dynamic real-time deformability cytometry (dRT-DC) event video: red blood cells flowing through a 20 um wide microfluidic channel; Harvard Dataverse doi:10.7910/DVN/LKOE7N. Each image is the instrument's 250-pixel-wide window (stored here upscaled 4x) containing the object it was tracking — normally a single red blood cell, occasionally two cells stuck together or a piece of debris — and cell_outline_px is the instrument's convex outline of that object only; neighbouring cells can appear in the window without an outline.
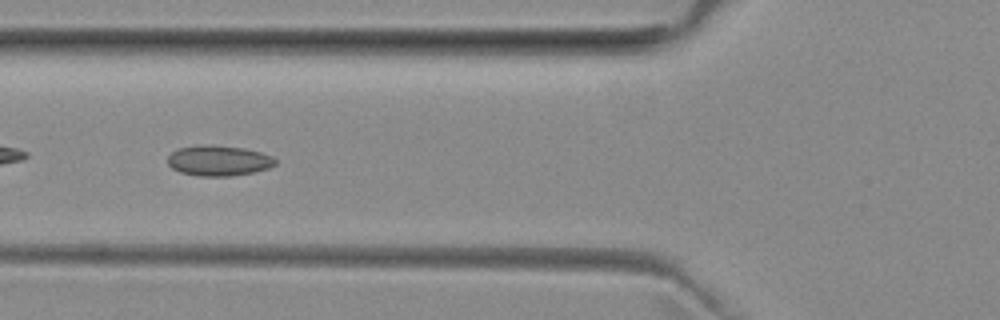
{"species": "common noctule bat (a hibernating species)", "species_latin": "Nyctalus noctula", "temperature_condition": "room temperature", "stored_images_in_passage": 36, "camera_frame_rate_fps": 3000, "um_per_image_px": 0.085, "animal": {"sex": "female", "body_mass_g": 29.2, "forearm_length_mm": 56.3}, "frame": {"image": 1, "passage_image": 5, "time_ms": 1.333, "image_size_px": [1000, 320], "cell_outline_px": [[276, 164], [268, 168], [252, 172], [232, 176], [200, 176], [180, 172], [172, 168], [168, 164], [168, 156], [176, 148], [244, 148], [260, 152], [272, 156], [276, 160]], "centroid_in_image_um": [18.61, 13.71], "position_along_channel_um": 107.2, "area_um2": 18.09}}
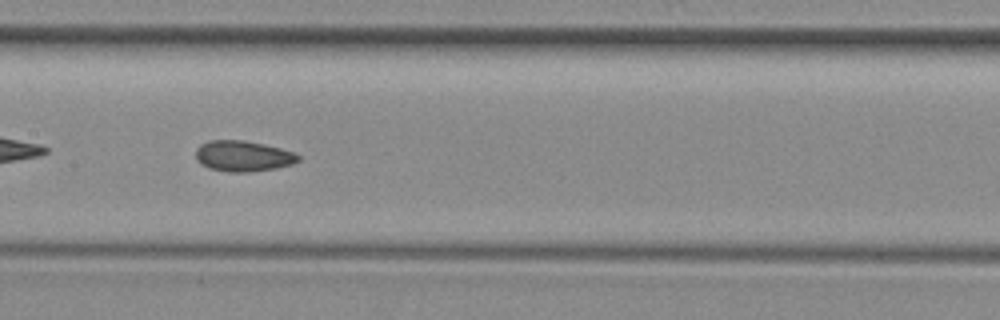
{"frame": {"image": 2, "passage_image": 11, "time_ms": 3.333, "image_size_px": [1000, 320], "cell_outline_px": [[300, 160], [292, 164], [276, 168], [248, 172], [228, 172], [208, 168], [200, 164], [196, 160], [196, 148], [200, 144], [212, 140], [244, 140], [264, 144], [296, 152], [300, 156]], "centroid_in_image_um": [20.66, 13.27], "position_along_channel_um": 186.7, "area_um2": 18.55}}
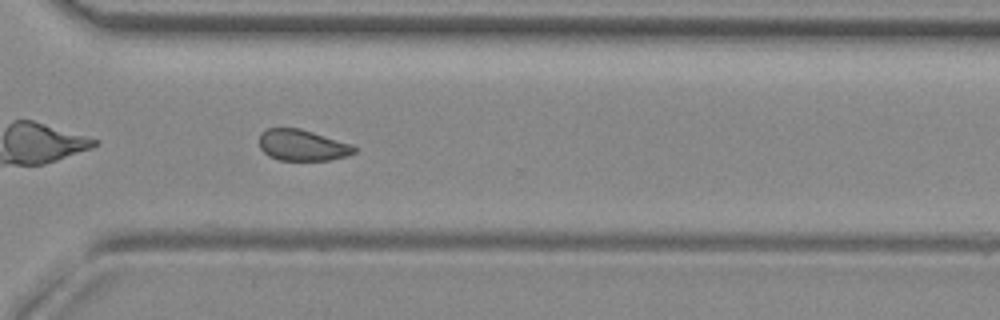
{"frame": {"image": 3, "passage_image": 23, "time_ms": 7.333, "image_size_px": [1000, 320], "cell_outline_px": [[356, 152], [348, 156], [328, 160], [280, 160], [268, 156], [260, 148], [260, 132], [268, 128], [300, 128], [352, 144], [356, 148]], "centroid_in_image_um": [25.7, 12.34], "position_along_channel_um": 344.9, "area_um2": 17.28}, "authors_computed_cell_mechanics": {"area_um2": 18.0625, "velocity_mm_per_s": 3.965, "shape_relaxation_time_tau1_ms": null, "shape_relaxation_time_tau2_ms": 4.3205, "deformation_change_tau1": null, "deformation_change_tau2": 0.0804}}